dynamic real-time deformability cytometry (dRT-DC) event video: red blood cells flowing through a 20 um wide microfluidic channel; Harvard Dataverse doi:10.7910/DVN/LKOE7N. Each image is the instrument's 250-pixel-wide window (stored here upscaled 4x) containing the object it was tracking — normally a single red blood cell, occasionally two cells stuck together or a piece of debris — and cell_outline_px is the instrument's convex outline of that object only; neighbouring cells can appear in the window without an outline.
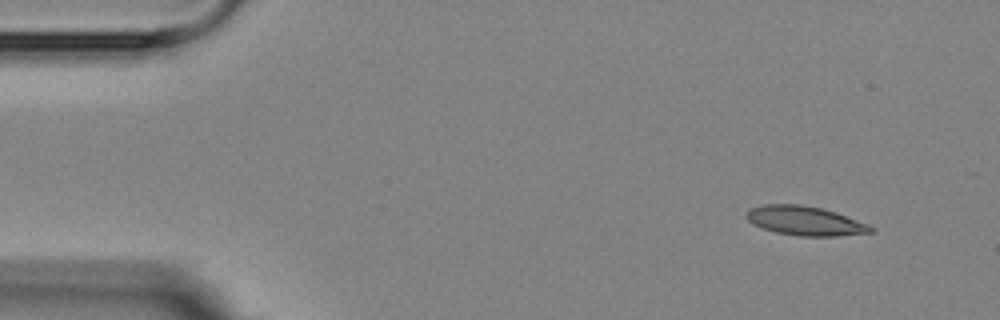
{"species": "Egyptian fruit bat (a non-hibernating species)", "species_latin": "Rousettus aegyptiacus", "temperature_condition": "room temperature", "stored_images_in_passage": 4, "camera_frame_rate_fps": 3000, "um_per_image_px": 0.085, "animal": {"sex": "female"}, "frame": {"image": 1, "passage_image": 1, "time_ms": 0.0, "image_size_px": [1000, 320], "cell_outline_px": [[876, 228], [872, 232], [840, 236], [800, 236], [776, 232], [752, 224], [744, 216], [744, 212], [748, 208], [760, 204], [800, 204], [820, 208], [836, 212], [868, 224]], "centroid_in_image_um": [68.39, 18.76], "position_along_channel_um": 16.6, "area_um2": 21.39}}
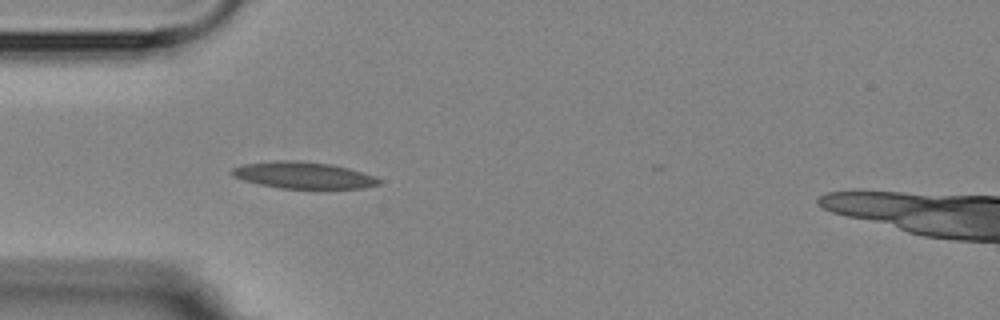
{"frame": {"image": 2, "passage_image": 4, "time_ms": 3.667, "image_size_px": [1000, 320], "cell_outline_px": [[380, 184], [364, 188], [280, 188], [260, 184], [244, 180], [232, 176], [232, 168], [244, 164], [276, 160], [300, 160], [332, 164], [348, 168], [376, 176], [380, 180]], "centroid_in_image_um": [25.8, 14.88], "position_along_channel_um": 59.2, "area_um2": 22.77}}